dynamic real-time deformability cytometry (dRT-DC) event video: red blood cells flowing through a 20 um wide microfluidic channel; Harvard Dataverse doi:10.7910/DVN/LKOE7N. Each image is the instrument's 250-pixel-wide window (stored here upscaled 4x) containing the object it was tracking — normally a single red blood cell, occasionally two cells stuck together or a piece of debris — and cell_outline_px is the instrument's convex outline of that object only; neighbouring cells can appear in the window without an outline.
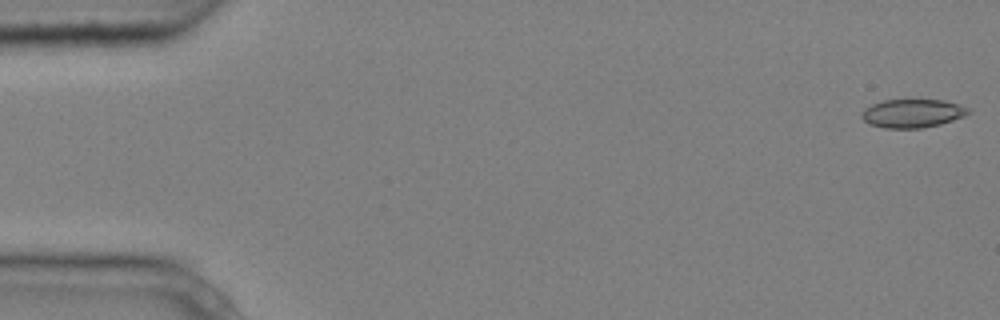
{"species": "common noctule bat (a hibernating species)", "species_latin": "Nyctalus noctula", "temperature_condition": "cold", "stored_images_in_passage": 4, "camera_frame_rate_fps": 3000, "um_per_image_px": 0.085, "animal": {"sex": "male", "body_mass_g": 20.4}, "frame": {"image": 1, "passage_image": 1, "time_ms": 0.0, "image_size_px": [1000, 320], "cell_outline_px": [[972, 112], [964, 116], [940, 124], [920, 128], [884, 128], [872, 124], [864, 120], [860, 116], [860, 112], [864, 108], [872, 104], [884, 100], [944, 100], [972, 108]], "centroid_in_image_um": [77.58, 9.63], "position_along_channel_um": 7.4, "area_um2": 17.74}}